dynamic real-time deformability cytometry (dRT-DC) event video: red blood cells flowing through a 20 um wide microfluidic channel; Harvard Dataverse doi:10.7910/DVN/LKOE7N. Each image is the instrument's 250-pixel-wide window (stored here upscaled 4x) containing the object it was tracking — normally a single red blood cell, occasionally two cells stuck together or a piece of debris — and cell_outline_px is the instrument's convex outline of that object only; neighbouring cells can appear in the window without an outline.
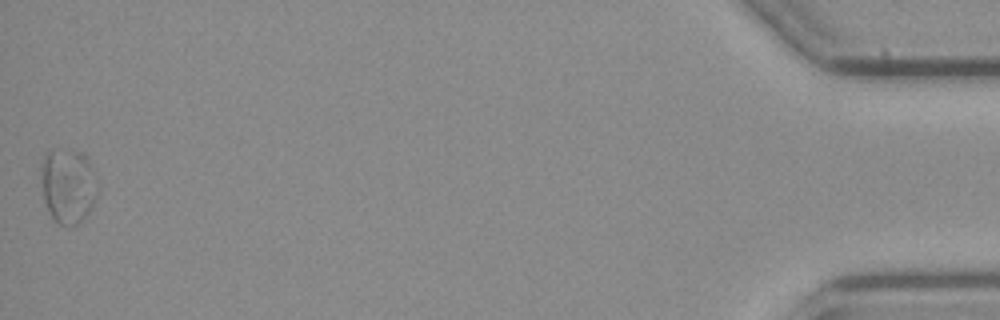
{"species": "common noctule bat (a hibernating species)", "species_latin": "Nyctalus noctula", "temperature_condition": "cold", "stored_images_in_passage": 52, "segment_of_instrument_passage": [2, 2], "camera_frame_rate_fps": 3000, "um_per_image_px": 0.085, "animal": {"sex": "female", "body_mass_g": 21.9}, "frame": {"image": 1, "passage_image": 52, "time_ms": 17.0, "image_size_px": [1000, 320], "cell_outline_px": [[100, 192], [96, 200], [88, 212], [76, 224], [60, 224], [48, 212], [44, 200], [40, 180], [40, 164], [44, 152], [84, 152], [88, 156], [100, 180]], "centroid_in_image_um": [5.83, 15.76], "position_along_channel_um": 429.4, "area_um2": 25.2}}